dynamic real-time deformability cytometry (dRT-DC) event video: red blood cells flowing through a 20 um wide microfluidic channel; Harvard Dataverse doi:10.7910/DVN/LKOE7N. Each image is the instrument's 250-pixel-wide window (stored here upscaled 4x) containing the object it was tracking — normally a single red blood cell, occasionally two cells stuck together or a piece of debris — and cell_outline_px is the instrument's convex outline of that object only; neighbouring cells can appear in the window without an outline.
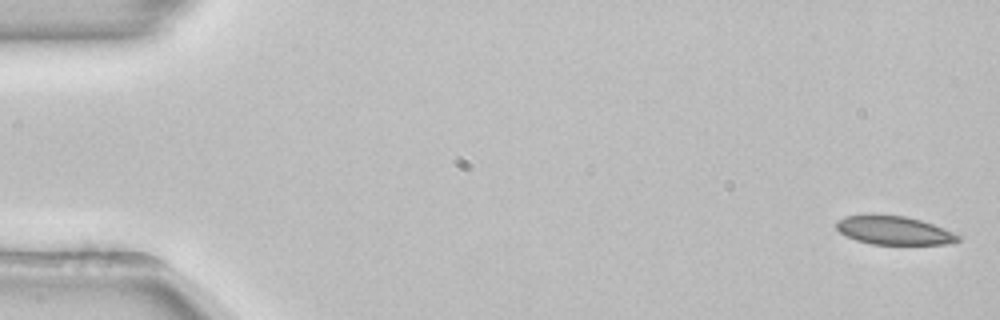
{"species": "common noctule bat (a hibernating species)", "species_latin": "Nyctalus noctula", "temperature_condition": "room temperature", "stored_images_in_passage": 53, "camera_frame_rate_fps": 3000, "um_per_image_px": 0.085, "animal": {"sex": "female", "body_mass_g": 22.7, "forearm_length_mm": 54.2}, "frame": {"image": 1, "passage_image": 1, "time_ms": 0.0, "image_size_px": [1000, 320], "cell_outline_px": [[960, 240], [948, 244], [872, 244], [856, 240], [840, 232], [836, 228], [836, 220], [844, 216], [872, 212], [904, 216], [920, 220], [932, 224], [952, 232], [960, 236]], "centroid_in_image_um": [75.91, 19.54], "position_along_channel_um": 9.1, "area_um2": 20.58}}
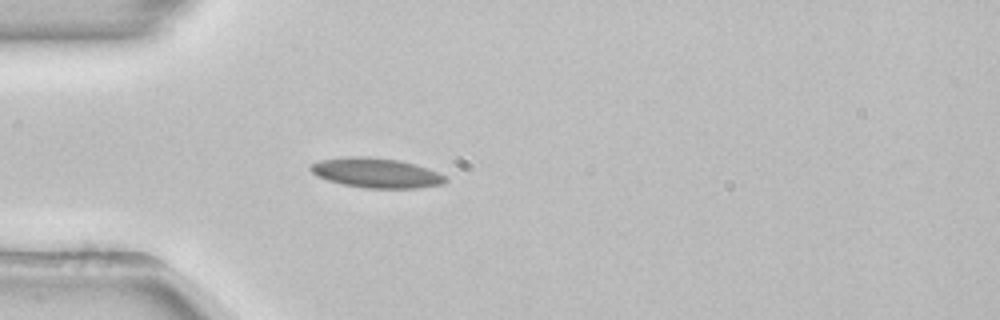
{"frame": {"image": 2, "passage_image": 15, "time_ms": 4.667, "image_size_px": [1000, 320], "cell_outline_px": [[448, 180], [444, 184], [416, 188], [364, 188], [344, 184], [328, 180], [316, 176], [308, 168], [312, 164], [320, 160], [340, 156], [368, 156], [400, 160], [436, 172], [444, 176]], "centroid_in_image_um": [31.92, 14.69], "position_along_channel_um": 53.1, "area_um2": 23.35}}
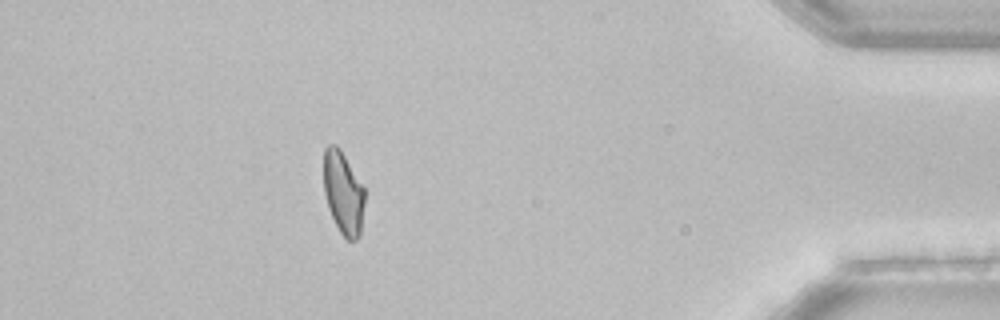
{"frame": {"image": 3, "passage_image": 47, "time_ms": 15.333, "image_size_px": [1000, 320], "cell_outline_px": [[364, 204], [360, 236], [356, 240], [348, 240], [340, 232], [328, 208], [324, 192], [324, 148], [328, 144], [336, 144], [340, 148], [364, 184]], "centroid_in_image_um": [29.19, 16.35], "position_along_channel_um": 406.0, "area_um2": 20.06}, "authors_computed_cell_mechanics": {"area_um2": 21.3282, "velocity_mm_per_s": 3.8755, "shape_relaxation_time_tau1_ms": 7.7768, "shape_relaxation_time_tau2_ms": 6.6494, "deformation_change_tau1": 0.1543, "deformation_change_tau2": 0.1118}}